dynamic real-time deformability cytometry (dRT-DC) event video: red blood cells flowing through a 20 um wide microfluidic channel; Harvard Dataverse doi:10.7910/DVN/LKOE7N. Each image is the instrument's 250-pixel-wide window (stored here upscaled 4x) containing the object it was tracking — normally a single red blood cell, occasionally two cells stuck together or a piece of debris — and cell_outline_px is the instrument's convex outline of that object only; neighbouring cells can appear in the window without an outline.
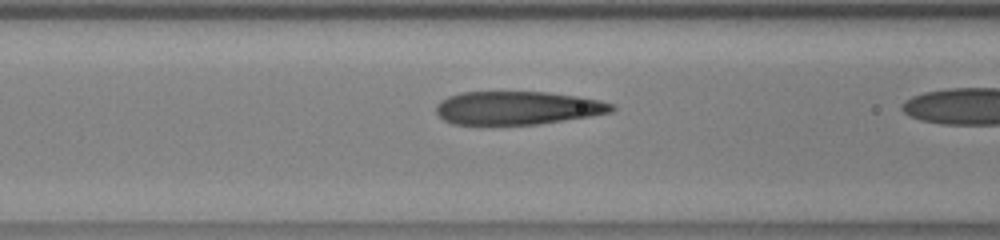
{"species": "human", "species_latin": "Homo sapiens", "temperature_condition": "warm", "stored_images_in_passage": 15, "camera_frame_rate_fps": 3000, "um_per_image_px": 0.085, "donor": {"sex": "male"}, "frame": {"image": 1, "passage_image": 13, "time_ms": 4.0, "image_size_px": [1000, 240], "cell_outline_px": [[616, 108], [612, 112], [564, 120], [536, 124], [480, 128], [452, 124], [444, 120], [436, 112], [436, 104], [440, 100], [448, 96], [460, 92], [548, 92], [580, 96], [600, 100], [616, 104]], "centroid_in_image_um": [43.92, 9.21], "position_along_channel_um": 122.7, "area_um2": 35.37}}